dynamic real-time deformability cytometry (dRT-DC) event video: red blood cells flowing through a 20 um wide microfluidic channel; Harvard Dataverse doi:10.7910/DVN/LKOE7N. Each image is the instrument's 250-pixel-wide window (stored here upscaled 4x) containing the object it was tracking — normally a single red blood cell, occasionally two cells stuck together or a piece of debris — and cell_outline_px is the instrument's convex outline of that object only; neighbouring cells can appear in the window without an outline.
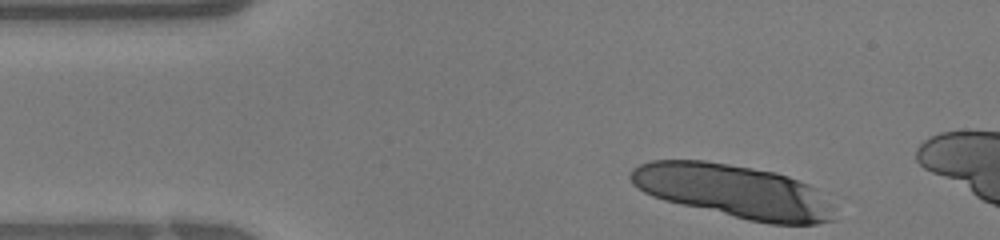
{"species": "human", "species_latin": "Homo sapiens", "temperature_condition": "warm", "stored_images_in_passage": 6, "camera_frame_rate_fps": 3000, "um_per_image_px": 0.085, "donor": {"sex": "female"}, "frame": {"image": 1, "passage_image": 1, "time_ms": 0.0, "image_size_px": [1000, 240], "cell_outline_px": [[836, 220], [816, 224], [768, 224], [748, 220], [664, 200], [652, 196], [644, 192], [632, 184], [628, 176], [632, 168], [640, 164], [652, 160], [704, 160], [776, 172], [788, 176], [808, 184], [816, 188], [836, 200]], "centroid_in_image_um": [62.47, 16.26], "position_along_channel_um": 22.5, "area_um2": 64.22}}